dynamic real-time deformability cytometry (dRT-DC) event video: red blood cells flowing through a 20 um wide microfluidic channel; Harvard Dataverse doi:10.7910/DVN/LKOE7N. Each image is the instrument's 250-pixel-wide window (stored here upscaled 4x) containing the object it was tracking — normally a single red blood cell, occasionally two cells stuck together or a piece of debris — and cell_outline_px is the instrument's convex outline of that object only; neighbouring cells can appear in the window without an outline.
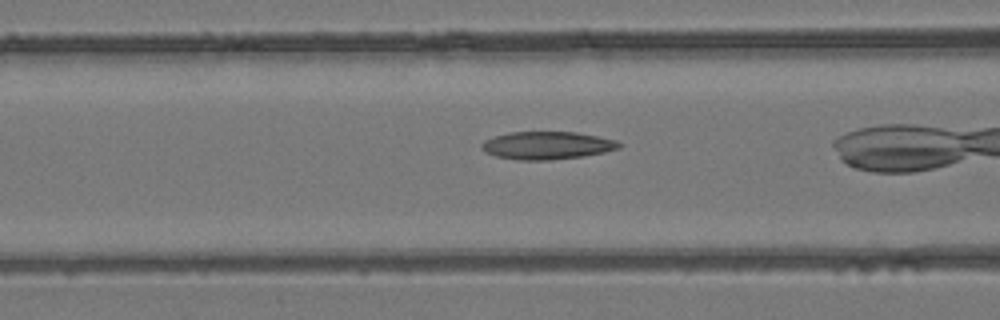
{"species": "common noctule bat (a hibernating species)", "species_latin": "Nyctalus noctula", "temperature_condition": "room temperature", "stored_images_in_passage": 34, "camera_frame_rate_fps": 3000, "um_per_image_px": 0.085, "animal": {"sex": "female", "body_mass_g": 24.6, "forearm_length_mm": 56.2}, "frame": {"image": 1, "passage_image": 15, "time_ms": 4.667, "image_size_px": [1000, 320], "cell_outline_px": [[624, 144], [620, 148], [604, 152], [584, 156], [548, 160], [520, 160], [496, 156], [484, 152], [480, 148], [480, 144], [484, 140], [508, 132], [576, 132], [616, 140]], "centroid_in_image_um": [46.49, 12.36], "position_along_channel_um": 120.1, "area_um2": 22.31}}